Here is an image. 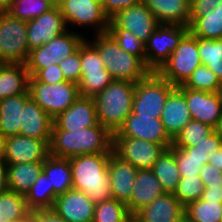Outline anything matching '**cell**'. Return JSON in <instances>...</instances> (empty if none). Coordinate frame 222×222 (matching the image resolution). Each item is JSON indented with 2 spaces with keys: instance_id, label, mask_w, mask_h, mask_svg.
<instances>
[{
  "instance_id": "1",
  "label": "cell",
  "mask_w": 222,
  "mask_h": 222,
  "mask_svg": "<svg viewBox=\"0 0 222 222\" xmlns=\"http://www.w3.org/2000/svg\"><path fill=\"white\" fill-rule=\"evenodd\" d=\"M113 135L99 122L80 130H52L50 155L71 158L113 152Z\"/></svg>"
},
{
  "instance_id": "2",
  "label": "cell",
  "mask_w": 222,
  "mask_h": 222,
  "mask_svg": "<svg viewBox=\"0 0 222 222\" xmlns=\"http://www.w3.org/2000/svg\"><path fill=\"white\" fill-rule=\"evenodd\" d=\"M110 156L99 153L69 158L73 188L84 192L95 204L113 198L108 178Z\"/></svg>"
},
{
  "instance_id": "3",
  "label": "cell",
  "mask_w": 222,
  "mask_h": 222,
  "mask_svg": "<svg viewBox=\"0 0 222 222\" xmlns=\"http://www.w3.org/2000/svg\"><path fill=\"white\" fill-rule=\"evenodd\" d=\"M94 40H88L99 52L105 69L113 80L136 83L145 78L151 70L135 55L124 51L108 33L94 34Z\"/></svg>"
},
{
  "instance_id": "4",
  "label": "cell",
  "mask_w": 222,
  "mask_h": 222,
  "mask_svg": "<svg viewBox=\"0 0 222 222\" xmlns=\"http://www.w3.org/2000/svg\"><path fill=\"white\" fill-rule=\"evenodd\" d=\"M135 84L129 81L113 80L94 97L97 120L112 135L119 130L132 112Z\"/></svg>"
},
{
  "instance_id": "5",
  "label": "cell",
  "mask_w": 222,
  "mask_h": 222,
  "mask_svg": "<svg viewBox=\"0 0 222 222\" xmlns=\"http://www.w3.org/2000/svg\"><path fill=\"white\" fill-rule=\"evenodd\" d=\"M175 88L157 72L151 71L136 82L132 114L161 118L168 94Z\"/></svg>"
},
{
  "instance_id": "6",
  "label": "cell",
  "mask_w": 222,
  "mask_h": 222,
  "mask_svg": "<svg viewBox=\"0 0 222 222\" xmlns=\"http://www.w3.org/2000/svg\"><path fill=\"white\" fill-rule=\"evenodd\" d=\"M200 65L201 58L197 47V37L188 32L176 50L156 72L170 84L178 87L183 85Z\"/></svg>"
},
{
  "instance_id": "7",
  "label": "cell",
  "mask_w": 222,
  "mask_h": 222,
  "mask_svg": "<svg viewBox=\"0 0 222 222\" xmlns=\"http://www.w3.org/2000/svg\"><path fill=\"white\" fill-rule=\"evenodd\" d=\"M86 38L82 33L67 30L48 44L31 50L25 63L29 76L33 77L39 70L65 60L78 50Z\"/></svg>"
},
{
  "instance_id": "8",
  "label": "cell",
  "mask_w": 222,
  "mask_h": 222,
  "mask_svg": "<svg viewBox=\"0 0 222 222\" xmlns=\"http://www.w3.org/2000/svg\"><path fill=\"white\" fill-rule=\"evenodd\" d=\"M29 53L27 21L0 12V63L25 64Z\"/></svg>"
},
{
  "instance_id": "9",
  "label": "cell",
  "mask_w": 222,
  "mask_h": 222,
  "mask_svg": "<svg viewBox=\"0 0 222 222\" xmlns=\"http://www.w3.org/2000/svg\"><path fill=\"white\" fill-rule=\"evenodd\" d=\"M28 91L30 98L52 119L64 112L79 97L78 85L67 80L57 84L29 80Z\"/></svg>"
},
{
  "instance_id": "10",
  "label": "cell",
  "mask_w": 222,
  "mask_h": 222,
  "mask_svg": "<svg viewBox=\"0 0 222 222\" xmlns=\"http://www.w3.org/2000/svg\"><path fill=\"white\" fill-rule=\"evenodd\" d=\"M57 6L69 29L92 26L91 29L95 31L93 34L108 30L110 18L106 15L101 0H63Z\"/></svg>"
},
{
  "instance_id": "11",
  "label": "cell",
  "mask_w": 222,
  "mask_h": 222,
  "mask_svg": "<svg viewBox=\"0 0 222 222\" xmlns=\"http://www.w3.org/2000/svg\"><path fill=\"white\" fill-rule=\"evenodd\" d=\"M188 32L189 27L160 24L145 43V65L156 72Z\"/></svg>"
},
{
  "instance_id": "12",
  "label": "cell",
  "mask_w": 222,
  "mask_h": 222,
  "mask_svg": "<svg viewBox=\"0 0 222 222\" xmlns=\"http://www.w3.org/2000/svg\"><path fill=\"white\" fill-rule=\"evenodd\" d=\"M113 152L137 169H152L165 148L138 138L113 137Z\"/></svg>"
},
{
  "instance_id": "13",
  "label": "cell",
  "mask_w": 222,
  "mask_h": 222,
  "mask_svg": "<svg viewBox=\"0 0 222 222\" xmlns=\"http://www.w3.org/2000/svg\"><path fill=\"white\" fill-rule=\"evenodd\" d=\"M113 137L138 138L162 145L165 149L172 146V139L164 129L160 118L130 113Z\"/></svg>"
},
{
  "instance_id": "14",
  "label": "cell",
  "mask_w": 222,
  "mask_h": 222,
  "mask_svg": "<svg viewBox=\"0 0 222 222\" xmlns=\"http://www.w3.org/2000/svg\"><path fill=\"white\" fill-rule=\"evenodd\" d=\"M50 155V141L23 135L4 138V159L9 164L44 162Z\"/></svg>"
},
{
  "instance_id": "15",
  "label": "cell",
  "mask_w": 222,
  "mask_h": 222,
  "mask_svg": "<svg viewBox=\"0 0 222 222\" xmlns=\"http://www.w3.org/2000/svg\"><path fill=\"white\" fill-rule=\"evenodd\" d=\"M160 23L154 14L140 2L123 9L110 19L108 28H121L128 30L138 39L147 42Z\"/></svg>"
},
{
  "instance_id": "16",
  "label": "cell",
  "mask_w": 222,
  "mask_h": 222,
  "mask_svg": "<svg viewBox=\"0 0 222 222\" xmlns=\"http://www.w3.org/2000/svg\"><path fill=\"white\" fill-rule=\"evenodd\" d=\"M68 29L65 18L56 5L50 11L27 21V41L29 50L48 44L53 38L65 33Z\"/></svg>"
},
{
  "instance_id": "17",
  "label": "cell",
  "mask_w": 222,
  "mask_h": 222,
  "mask_svg": "<svg viewBox=\"0 0 222 222\" xmlns=\"http://www.w3.org/2000/svg\"><path fill=\"white\" fill-rule=\"evenodd\" d=\"M179 89L185 94L192 119L216 129L222 117V105L217 92Z\"/></svg>"
},
{
  "instance_id": "18",
  "label": "cell",
  "mask_w": 222,
  "mask_h": 222,
  "mask_svg": "<svg viewBox=\"0 0 222 222\" xmlns=\"http://www.w3.org/2000/svg\"><path fill=\"white\" fill-rule=\"evenodd\" d=\"M52 209L67 222H92L95 203L77 189H70L56 197Z\"/></svg>"
},
{
  "instance_id": "19",
  "label": "cell",
  "mask_w": 222,
  "mask_h": 222,
  "mask_svg": "<svg viewBox=\"0 0 222 222\" xmlns=\"http://www.w3.org/2000/svg\"><path fill=\"white\" fill-rule=\"evenodd\" d=\"M98 123L94 98L78 97L53 119L52 130H80Z\"/></svg>"
},
{
  "instance_id": "20",
  "label": "cell",
  "mask_w": 222,
  "mask_h": 222,
  "mask_svg": "<svg viewBox=\"0 0 222 222\" xmlns=\"http://www.w3.org/2000/svg\"><path fill=\"white\" fill-rule=\"evenodd\" d=\"M136 215L144 222H182L185 220V206L172 193H164Z\"/></svg>"
},
{
  "instance_id": "21",
  "label": "cell",
  "mask_w": 222,
  "mask_h": 222,
  "mask_svg": "<svg viewBox=\"0 0 222 222\" xmlns=\"http://www.w3.org/2000/svg\"><path fill=\"white\" fill-rule=\"evenodd\" d=\"M138 169L114 152L108 162V178L114 199L126 203L131 196Z\"/></svg>"
},
{
  "instance_id": "22",
  "label": "cell",
  "mask_w": 222,
  "mask_h": 222,
  "mask_svg": "<svg viewBox=\"0 0 222 222\" xmlns=\"http://www.w3.org/2000/svg\"><path fill=\"white\" fill-rule=\"evenodd\" d=\"M164 193L151 169H138L130 199L125 204L130 214H136Z\"/></svg>"
},
{
  "instance_id": "23",
  "label": "cell",
  "mask_w": 222,
  "mask_h": 222,
  "mask_svg": "<svg viewBox=\"0 0 222 222\" xmlns=\"http://www.w3.org/2000/svg\"><path fill=\"white\" fill-rule=\"evenodd\" d=\"M160 119L165 131L172 140L192 119L185 94L178 87H175L168 94Z\"/></svg>"
},
{
  "instance_id": "24",
  "label": "cell",
  "mask_w": 222,
  "mask_h": 222,
  "mask_svg": "<svg viewBox=\"0 0 222 222\" xmlns=\"http://www.w3.org/2000/svg\"><path fill=\"white\" fill-rule=\"evenodd\" d=\"M20 123V135L51 141L53 119L31 98L25 103Z\"/></svg>"
},
{
  "instance_id": "25",
  "label": "cell",
  "mask_w": 222,
  "mask_h": 222,
  "mask_svg": "<svg viewBox=\"0 0 222 222\" xmlns=\"http://www.w3.org/2000/svg\"><path fill=\"white\" fill-rule=\"evenodd\" d=\"M160 24L189 27L191 0H142Z\"/></svg>"
},
{
  "instance_id": "26",
  "label": "cell",
  "mask_w": 222,
  "mask_h": 222,
  "mask_svg": "<svg viewBox=\"0 0 222 222\" xmlns=\"http://www.w3.org/2000/svg\"><path fill=\"white\" fill-rule=\"evenodd\" d=\"M29 99L27 91L0 100V135L3 138L19 134L22 111Z\"/></svg>"
},
{
  "instance_id": "27",
  "label": "cell",
  "mask_w": 222,
  "mask_h": 222,
  "mask_svg": "<svg viewBox=\"0 0 222 222\" xmlns=\"http://www.w3.org/2000/svg\"><path fill=\"white\" fill-rule=\"evenodd\" d=\"M29 73L23 63H0V100L28 91Z\"/></svg>"
},
{
  "instance_id": "28",
  "label": "cell",
  "mask_w": 222,
  "mask_h": 222,
  "mask_svg": "<svg viewBox=\"0 0 222 222\" xmlns=\"http://www.w3.org/2000/svg\"><path fill=\"white\" fill-rule=\"evenodd\" d=\"M42 171L57 196L73 188L72 168L69 159L49 155L43 162Z\"/></svg>"
},
{
  "instance_id": "29",
  "label": "cell",
  "mask_w": 222,
  "mask_h": 222,
  "mask_svg": "<svg viewBox=\"0 0 222 222\" xmlns=\"http://www.w3.org/2000/svg\"><path fill=\"white\" fill-rule=\"evenodd\" d=\"M151 170L160 182L163 191L174 194L181 177L172 146L164 150Z\"/></svg>"
},
{
  "instance_id": "30",
  "label": "cell",
  "mask_w": 222,
  "mask_h": 222,
  "mask_svg": "<svg viewBox=\"0 0 222 222\" xmlns=\"http://www.w3.org/2000/svg\"><path fill=\"white\" fill-rule=\"evenodd\" d=\"M43 162L9 164L7 178L9 190L26 195L42 171Z\"/></svg>"
},
{
  "instance_id": "31",
  "label": "cell",
  "mask_w": 222,
  "mask_h": 222,
  "mask_svg": "<svg viewBox=\"0 0 222 222\" xmlns=\"http://www.w3.org/2000/svg\"><path fill=\"white\" fill-rule=\"evenodd\" d=\"M189 32L202 39H222V4L204 17H190Z\"/></svg>"
},
{
  "instance_id": "32",
  "label": "cell",
  "mask_w": 222,
  "mask_h": 222,
  "mask_svg": "<svg viewBox=\"0 0 222 222\" xmlns=\"http://www.w3.org/2000/svg\"><path fill=\"white\" fill-rule=\"evenodd\" d=\"M173 148L181 178L199 176L203 165L210 160L209 154L202 149H195V146Z\"/></svg>"
},
{
  "instance_id": "33",
  "label": "cell",
  "mask_w": 222,
  "mask_h": 222,
  "mask_svg": "<svg viewBox=\"0 0 222 222\" xmlns=\"http://www.w3.org/2000/svg\"><path fill=\"white\" fill-rule=\"evenodd\" d=\"M57 195L50 187V182L43 171L40 172L37 180L32 184L31 189L26 193L25 200L27 208L33 212L42 209H52Z\"/></svg>"
},
{
  "instance_id": "34",
  "label": "cell",
  "mask_w": 222,
  "mask_h": 222,
  "mask_svg": "<svg viewBox=\"0 0 222 222\" xmlns=\"http://www.w3.org/2000/svg\"><path fill=\"white\" fill-rule=\"evenodd\" d=\"M25 195L11 190L0 194V222H17L28 216Z\"/></svg>"
},
{
  "instance_id": "35",
  "label": "cell",
  "mask_w": 222,
  "mask_h": 222,
  "mask_svg": "<svg viewBox=\"0 0 222 222\" xmlns=\"http://www.w3.org/2000/svg\"><path fill=\"white\" fill-rule=\"evenodd\" d=\"M185 219L188 222H222V203L193 201L185 207Z\"/></svg>"
},
{
  "instance_id": "36",
  "label": "cell",
  "mask_w": 222,
  "mask_h": 222,
  "mask_svg": "<svg viewBox=\"0 0 222 222\" xmlns=\"http://www.w3.org/2000/svg\"><path fill=\"white\" fill-rule=\"evenodd\" d=\"M201 64L212 70L222 82V39L211 40L197 37Z\"/></svg>"
},
{
  "instance_id": "37",
  "label": "cell",
  "mask_w": 222,
  "mask_h": 222,
  "mask_svg": "<svg viewBox=\"0 0 222 222\" xmlns=\"http://www.w3.org/2000/svg\"><path fill=\"white\" fill-rule=\"evenodd\" d=\"M215 129L191 119L172 140V147H192L205 139Z\"/></svg>"
},
{
  "instance_id": "38",
  "label": "cell",
  "mask_w": 222,
  "mask_h": 222,
  "mask_svg": "<svg viewBox=\"0 0 222 222\" xmlns=\"http://www.w3.org/2000/svg\"><path fill=\"white\" fill-rule=\"evenodd\" d=\"M55 6L53 0H13L11 8L7 12L20 20L30 21Z\"/></svg>"
},
{
  "instance_id": "39",
  "label": "cell",
  "mask_w": 222,
  "mask_h": 222,
  "mask_svg": "<svg viewBox=\"0 0 222 222\" xmlns=\"http://www.w3.org/2000/svg\"><path fill=\"white\" fill-rule=\"evenodd\" d=\"M113 81L106 69L87 71L80 79L78 85L79 96L94 98Z\"/></svg>"
},
{
  "instance_id": "40",
  "label": "cell",
  "mask_w": 222,
  "mask_h": 222,
  "mask_svg": "<svg viewBox=\"0 0 222 222\" xmlns=\"http://www.w3.org/2000/svg\"><path fill=\"white\" fill-rule=\"evenodd\" d=\"M222 82L206 65L198 66L187 81L178 88H188L205 92H217Z\"/></svg>"
},
{
  "instance_id": "41",
  "label": "cell",
  "mask_w": 222,
  "mask_h": 222,
  "mask_svg": "<svg viewBox=\"0 0 222 222\" xmlns=\"http://www.w3.org/2000/svg\"><path fill=\"white\" fill-rule=\"evenodd\" d=\"M129 215L125 203L111 198L95 204L92 222H125Z\"/></svg>"
},
{
  "instance_id": "42",
  "label": "cell",
  "mask_w": 222,
  "mask_h": 222,
  "mask_svg": "<svg viewBox=\"0 0 222 222\" xmlns=\"http://www.w3.org/2000/svg\"><path fill=\"white\" fill-rule=\"evenodd\" d=\"M107 32L124 51L138 56L145 63V42L128 30L108 28Z\"/></svg>"
},
{
  "instance_id": "43",
  "label": "cell",
  "mask_w": 222,
  "mask_h": 222,
  "mask_svg": "<svg viewBox=\"0 0 222 222\" xmlns=\"http://www.w3.org/2000/svg\"><path fill=\"white\" fill-rule=\"evenodd\" d=\"M205 187L200 176L181 178L174 196L186 207L189 203L201 199Z\"/></svg>"
},
{
  "instance_id": "44",
  "label": "cell",
  "mask_w": 222,
  "mask_h": 222,
  "mask_svg": "<svg viewBox=\"0 0 222 222\" xmlns=\"http://www.w3.org/2000/svg\"><path fill=\"white\" fill-rule=\"evenodd\" d=\"M87 39L78 48L81 51V77L87 71L105 69L98 50Z\"/></svg>"
},
{
  "instance_id": "45",
  "label": "cell",
  "mask_w": 222,
  "mask_h": 222,
  "mask_svg": "<svg viewBox=\"0 0 222 222\" xmlns=\"http://www.w3.org/2000/svg\"><path fill=\"white\" fill-rule=\"evenodd\" d=\"M65 80L78 84L81 79V51L78 49L65 60L59 61Z\"/></svg>"
},
{
  "instance_id": "46",
  "label": "cell",
  "mask_w": 222,
  "mask_h": 222,
  "mask_svg": "<svg viewBox=\"0 0 222 222\" xmlns=\"http://www.w3.org/2000/svg\"><path fill=\"white\" fill-rule=\"evenodd\" d=\"M29 80L46 84H57L66 81L59 64H52L47 68L39 70L33 77H30Z\"/></svg>"
},
{
  "instance_id": "47",
  "label": "cell",
  "mask_w": 222,
  "mask_h": 222,
  "mask_svg": "<svg viewBox=\"0 0 222 222\" xmlns=\"http://www.w3.org/2000/svg\"><path fill=\"white\" fill-rule=\"evenodd\" d=\"M199 176L204 187H215L222 185V171L210 163L203 165L199 172Z\"/></svg>"
},
{
  "instance_id": "48",
  "label": "cell",
  "mask_w": 222,
  "mask_h": 222,
  "mask_svg": "<svg viewBox=\"0 0 222 222\" xmlns=\"http://www.w3.org/2000/svg\"><path fill=\"white\" fill-rule=\"evenodd\" d=\"M106 15L111 19L123 9L136 5L142 0H101Z\"/></svg>"
},
{
  "instance_id": "49",
  "label": "cell",
  "mask_w": 222,
  "mask_h": 222,
  "mask_svg": "<svg viewBox=\"0 0 222 222\" xmlns=\"http://www.w3.org/2000/svg\"><path fill=\"white\" fill-rule=\"evenodd\" d=\"M219 4L222 0H191L190 17H204Z\"/></svg>"
},
{
  "instance_id": "50",
  "label": "cell",
  "mask_w": 222,
  "mask_h": 222,
  "mask_svg": "<svg viewBox=\"0 0 222 222\" xmlns=\"http://www.w3.org/2000/svg\"><path fill=\"white\" fill-rule=\"evenodd\" d=\"M222 147V138L219 136L218 132L214 130L210 133L203 141L197 143L195 145V149H202L209 157L213 156V154Z\"/></svg>"
},
{
  "instance_id": "51",
  "label": "cell",
  "mask_w": 222,
  "mask_h": 222,
  "mask_svg": "<svg viewBox=\"0 0 222 222\" xmlns=\"http://www.w3.org/2000/svg\"><path fill=\"white\" fill-rule=\"evenodd\" d=\"M34 212L35 222H67L53 209H42Z\"/></svg>"
},
{
  "instance_id": "52",
  "label": "cell",
  "mask_w": 222,
  "mask_h": 222,
  "mask_svg": "<svg viewBox=\"0 0 222 222\" xmlns=\"http://www.w3.org/2000/svg\"><path fill=\"white\" fill-rule=\"evenodd\" d=\"M201 200L219 201V203H222V185L215 187H205Z\"/></svg>"
},
{
  "instance_id": "53",
  "label": "cell",
  "mask_w": 222,
  "mask_h": 222,
  "mask_svg": "<svg viewBox=\"0 0 222 222\" xmlns=\"http://www.w3.org/2000/svg\"><path fill=\"white\" fill-rule=\"evenodd\" d=\"M7 166L5 161H0V194L9 190L7 178Z\"/></svg>"
},
{
  "instance_id": "54",
  "label": "cell",
  "mask_w": 222,
  "mask_h": 222,
  "mask_svg": "<svg viewBox=\"0 0 222 222\" xmlns=\"http://www.w3.org/2000/svg\"><path fill=\"white\" fill-rule=\"evenodd\" d=\"M208 163L222 171V147L213 154Z\"/></svg>"
},
{
  "instance_id": "55",
  "label": "cell",
  "mask_w": 222,
  "mask_h": 222,
  "mask_svg": "<svg viewBox=\"0 0 222 222\" xmlns=\"http://www.w3.org/2000/svg\"><path fill=\"white\" fill-rule=\"evenodd\" d=\"M13 0H0V12L8 11L12 6Z\"/></svg>"
},
{
  "instance_id": "56",
  "label": "cell",
  "mask_w": 222,
  "mask_h": 222,
  "mask_svg": "<svg viewBox=\"0 0 222 222\" xmlns=\"http://www.w3.org/2000/svg\"><path fill=\"white\" fill-rule=\"evenodd\" d=\"M0 161H5L4 159V138L0 135Z\"/></svg>"
},
{
  "instance_id": "57",
  "label": "cell",
  "mask_w": 222,
  "mask_h": 222,
  "mask_svg": "<svg viewBox=\"0 0 222 222\" xmlns=\"http://www.w3.org/2000/svg\"><path fill=\"white\" fill-rule=\"evenodd\" d=\"M125 222H144L136 214H130Z\"/></svg>"
},
{
  "instance_id": "58",
  "label": "cell",
  "mask_w": 222,
  "mask_h": 222,
  "mask_svg": "<svg viewBox=\"0 0 222 222\" xmlns=\"http://www.w3.org/2000/svg\"><path fill=\"white\" fill-rule=\"evenodd\" d=\"M17 222H35L34 218V212H31L28 216H26L24 219L17 221Z\"/></svg>"
},
{
  "instance_id": "59",
  "label": "cell",
  "mask_w": 222,
  "mask_h": 222,
  "mask_svg": "<svg viewBox=\"0 0 222 222\" xmlns=\"http://www.w3.org/2000/svg\"><path fill=\"white\" fill-rule=\"evenodd\" d=\"M215 130L218 132L219 136L222 138V117H221L219 124Z\"/></svg>"
},
{
  "instance_id": "60",
  "label": "cell",
  "mask_w": 222,
  "mask_h": 222,
  "mask_svg": "<svg viewBox=\"0 0 222 222\" xmlns=\"http://www.w3.org/2000/svg\"><path fill=\"white\" fill-rule=\"evenodd\" d=\"M217 94L219 96V99H220V102L222 105V84H221L220 88L218 89Z\"/></svg>"
},
{
  "instance_id": "61",
  "label": "cell",
  "mask_w": 222,
  "mask_h": 222,
  "mask_svg": "<svg viewBox=\"0 0 222 222\" xmlns=\"http://www.w3.org/2000/svg\"><path fill=\"white\" fill-rule=\"evenodd\" d=\"M61 1H63V0H53V2L55 3V5H58Z\"/></svg>"
}]
</instances>
